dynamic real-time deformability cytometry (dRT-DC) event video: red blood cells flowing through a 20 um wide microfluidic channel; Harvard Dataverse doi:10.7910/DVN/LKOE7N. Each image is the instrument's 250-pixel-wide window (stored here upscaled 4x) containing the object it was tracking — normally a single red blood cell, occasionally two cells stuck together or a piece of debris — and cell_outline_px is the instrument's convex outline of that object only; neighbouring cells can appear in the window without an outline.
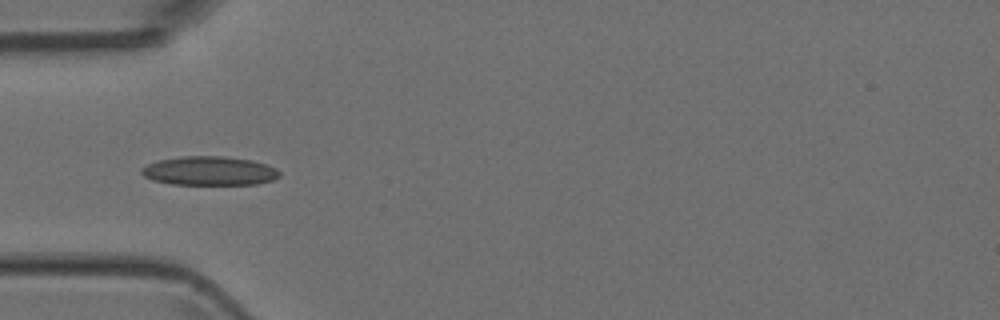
{"species": "Egyptian fruit bat (a non-hibernating species)", "species_latin": "Rousettus aegyptiacus", "temperature_condition": "room temperature", "stored_images_in_passage": 9, "camera_frame_rate_fps": 3000, "um_per_image_px": 0.085, "animal": {"sex": "female"}, "frame": {"image": 1, "passage_image": 5, "time_ms": 1.333, "image_size_px": [1000, 320], "cell_outline_px": [[280, 176], [272, 180], [256, 184], [172, 184], [152, 180], [144, 176], [140, 172], [140, 168], [156, 160], [180, 156], [224, 156], [252, 160], [276, 168], [280, 172]], "centroid_in_image_um": [17.76, 14.52], "position_along_channel_um": 67.2, "area_um2": 23.35}}
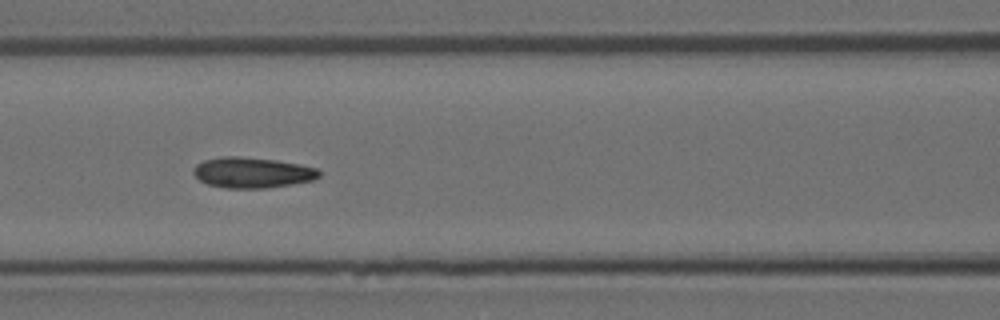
{"frame": {"image": 2, "passage_image": 7, "time_ms": 2.0, "image_size_px": [1000, 320], "cell_outline_px": [[320, 176], [312, 180], [292, 184], [264, 188], [224, 188], [208, 184], [200, 180], [192, 172], [192, 168], [196, 164], [204, 160], [224, 156], [236, 156], [276, 160], [300, 164], [316, 168], [320, 172]], "centroid_in_image_um": [21.42, 14.67], "position_along_channel_um": 145.2, "area_um2": 22.37}}
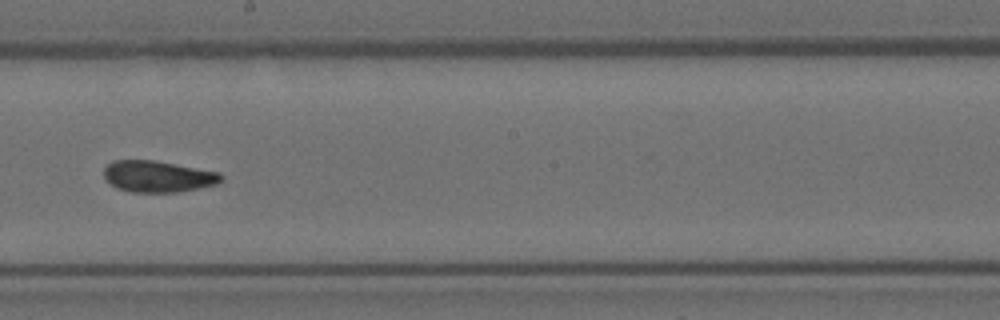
{"frame": {"image": 3, "passage_image": 9, "time_ms": 2.667, "image_size_px": [1000, 320], "cell_outline_px": [[224, 180], [216, 184], [200, 188], [176, 192], [132, 192], [116, 188], [104, 176], [104, 168], [112, 160], [156, 160], [220, 172], [224, 176]], "centroid_in_image_um": [13.46, 14.99], "position_along_channel_um": 234.7, "area_um2": 21.62}}